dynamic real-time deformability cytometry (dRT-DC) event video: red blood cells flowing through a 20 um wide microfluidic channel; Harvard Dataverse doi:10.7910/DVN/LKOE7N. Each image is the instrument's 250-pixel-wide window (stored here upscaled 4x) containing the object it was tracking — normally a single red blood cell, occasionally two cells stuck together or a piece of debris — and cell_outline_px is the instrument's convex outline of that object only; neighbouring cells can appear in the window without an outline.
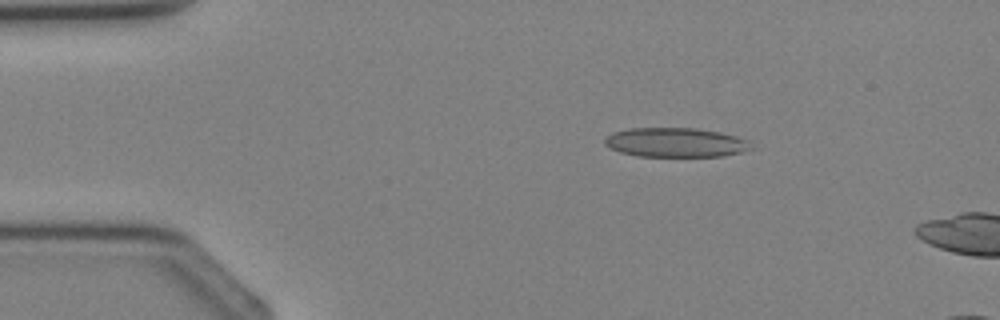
{"species": "Egyptian fruit bat (a non-hibernating species)", "species_latin": "Rousettus aegyptiacus", "temperature_condition": "cold", "stored_images_in_passage": 2, "camera_frame_rate_fps": 3000, "um_per_image_px": 0.085, "animal": {"sex": "female"}, "frame": {"image": 1, "passage_image": 2, "time_ms": 1.333, "image_size_px": [1000, 320], "cell_outline_px": [[756, 148], [724, 156], [636, 156], [620, 152], [604, 144], [604, 140], [612, 132], [628, 128], [696, 128], [720, 132], [752, 140]], "centroid_in_image_um": [57.5, 12.1], "position_along_channel_um": 27.5, "area_um2": 25.32}}